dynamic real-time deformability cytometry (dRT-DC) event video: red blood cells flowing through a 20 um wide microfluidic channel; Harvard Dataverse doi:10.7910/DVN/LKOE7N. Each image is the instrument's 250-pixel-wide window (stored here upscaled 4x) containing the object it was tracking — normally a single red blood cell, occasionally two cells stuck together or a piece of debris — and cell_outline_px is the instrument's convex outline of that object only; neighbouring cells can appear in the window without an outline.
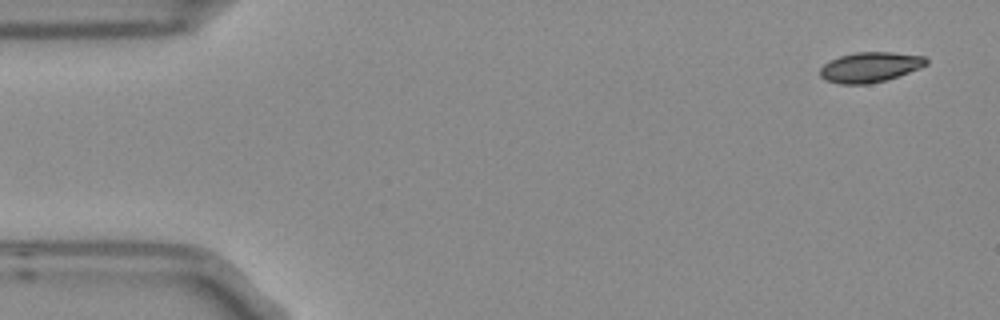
{"species": "Egyptian fruit bat (a non-hibernating species)", "species_latin": "Rousettus aegyptiacus", "temperature_condition": "room temperature", "stored_images_in_passage": 5, "camera_frame_rate_fps": 3000, "um_per_image_px": 0.085, "frame": {"image": 1, "passage_image": 1, "time_ms": 0.0, "image_size_px": [1000, 320], "cell_outline_px": [[928, 64], [920, 68], [884, 80], [868, 84], [840, 84], [828, 80], [820, 76], [820, 68], [828, 60], [840, 56], [856, 52], [892, 52], [924, 56], [928, 60]], "centroid_in_image_um": [73.94, 5.69], "position_along_channel_um": 11.1, "area_um2": 18.5}}
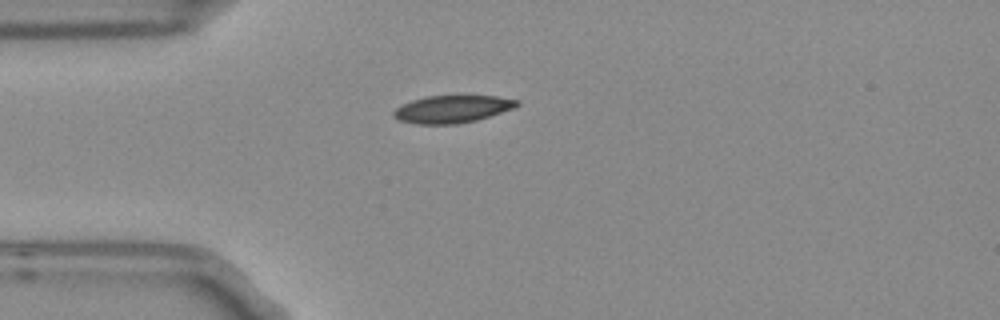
{"frame": {"image": 2, "passage_image": 4, "time_ms": 1.0, "image_size_px": [1000, 320], "cell_outline_px": [[520, 104], [512, 108], [476, 120], [456, 124], [420, 124], [400, 120], [392, 116], [392, 112], [396, 108], [412, 100], [428, 96], [496, 96], [520, 100]], "centroid_in_image_um": [38.43, 9.27], "position_along_channel_um": 46.6, "area_um2": 19.42}}